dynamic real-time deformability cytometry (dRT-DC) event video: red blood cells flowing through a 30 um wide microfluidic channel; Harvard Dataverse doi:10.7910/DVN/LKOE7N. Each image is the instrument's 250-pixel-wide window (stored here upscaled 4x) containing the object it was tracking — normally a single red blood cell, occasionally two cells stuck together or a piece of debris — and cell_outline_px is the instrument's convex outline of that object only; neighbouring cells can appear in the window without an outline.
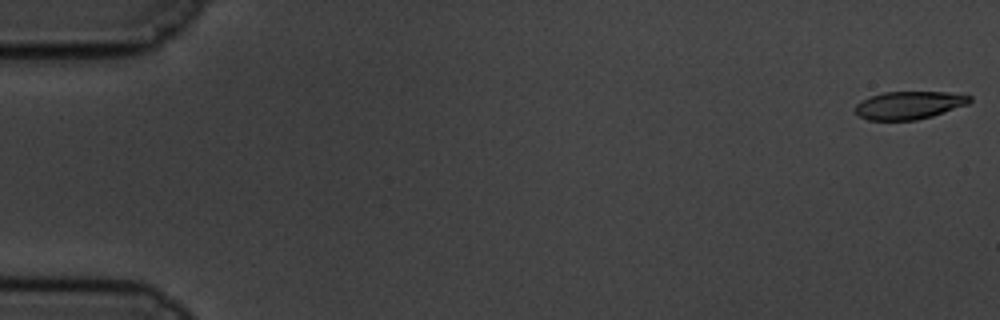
{"species": "common noctule bat (a hibernating species)", "species_latin": "Nyctalus noctula", "temperature_condition": "cold", "stored_images_in_passage": 60, "camera_frame_rate_fps": 3000, "um_per_image_px": 0.085, "animal": {"sex": "male", "body_mass_g": 19.5, "forearm_length_mm": 54.6}, "frame": {"image": 1, "passage_image": 1, "time_ms": 0.0, "image_size_px": [1000, 320], "cell_outline_px": [[972, 100], [968, 104], [932, 116], [916, 120], [868, 120], [860, 116], [856, 112], [856, 104], [860, 100], [884, 92], [948, 92], [972, 96]], "centroid_in_image_um": [77.28, 8.94], "position_along_channel_um": 7.7, "area_um2": 18.5}}
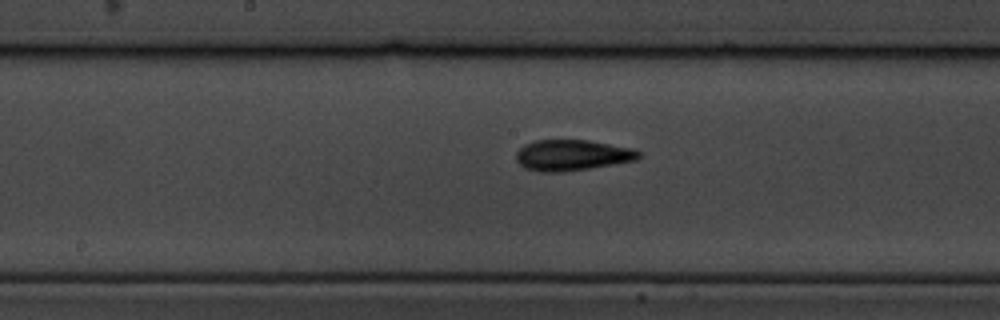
{"frame": {"image": 2, "passage_image": 31, "time_ms": 10.0, "image_size_px": [1000, 320], "cell_outline_px": [[640, 156], [636, 160], [564, 172], [540, 172], [524, 168], [516, 160], [516, 152], [524, 144], [536, 140], [588, 140], [632, 148], [640, 152]], "centroid_in_image_um": [48.59, 13.19], "position_along_channel_um": 199.6, "area_um2": 21.96}}
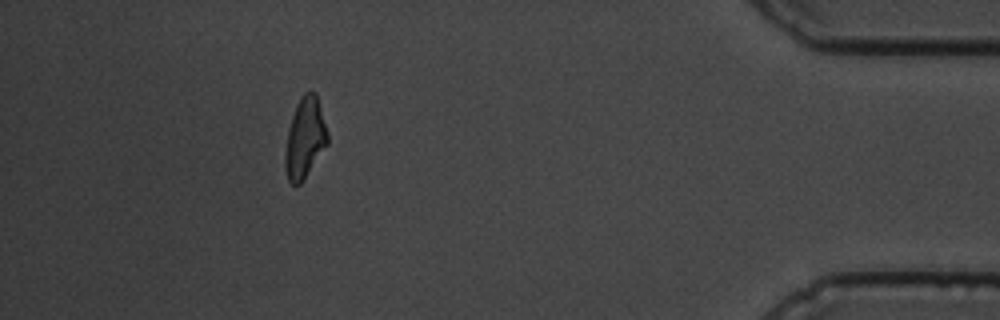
{"frame": {"image": 3, "passage_image": 54, "time_ms": 17.667, "image_size_px": [1000, 320], "cell_outline_px": [[328, 144], [300, 184], [292, 184], [288, 180], [284, 168], [284, 156], [288, 128], [296, 104], [300, 96], [304, 92], [312, 88], [316, 92], [328, 132]], "centroid_in_image_um": [25.91, 11.69], "position_along_channel_um": 409.3, "area_um2": 20.17}, "authors_computed_cell_mechanics": {"area_um2": 20.4901, "velocity_mm_per_s": 3.4008, "shape_relaxation_time_tau1_ms": 4.3584, "shape_relaxation_time_tau2_ms": 2.9018, "deformation_change_tau1": 0.1756, "deformation_change_tau2": 0.1153}}